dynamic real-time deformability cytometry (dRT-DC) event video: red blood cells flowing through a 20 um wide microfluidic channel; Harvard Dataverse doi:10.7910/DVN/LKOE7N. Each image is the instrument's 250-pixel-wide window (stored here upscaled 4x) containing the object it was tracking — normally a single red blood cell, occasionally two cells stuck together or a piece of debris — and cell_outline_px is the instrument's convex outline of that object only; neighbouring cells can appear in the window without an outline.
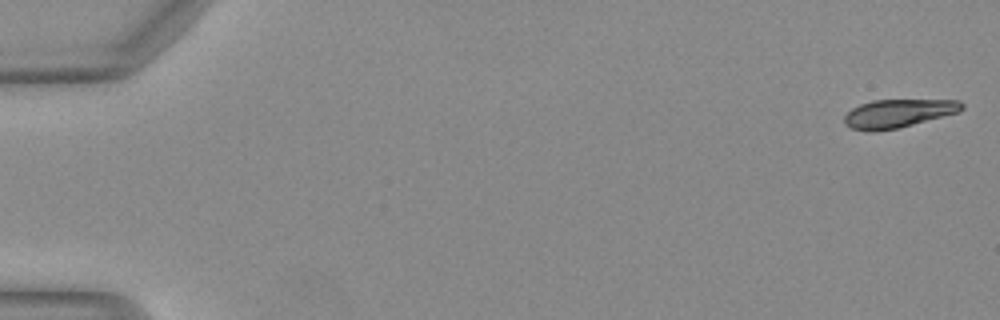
{"species": "Egyptian fruit bat (a non-hibernating species)", "species_latin": "Rousettus aegyptiacus", "temperature_condition": "warm", "stored_images_in_passage": 50, "camera_frame_rate_fps": 3000, "um_per_image_px": 0.085, "animal": {"sex": "female"}, "frame": {"image": 1, "passage_image": 1, "time_ms": 0.0, "image_size_px": [1000, 320], "cell_outline_px": [[964, 108], [960, 112], [896, 128], [876, 132], [868, 132], [848, 128], [844, 124], [844, 116], [852, 108], [860, 104], [872, 100], [960, 100], [964, 104]], "centroid_in_image_um": [76.31, 9.64], "position_along_channel_um": 8.7, "area_um2": 19.54}}
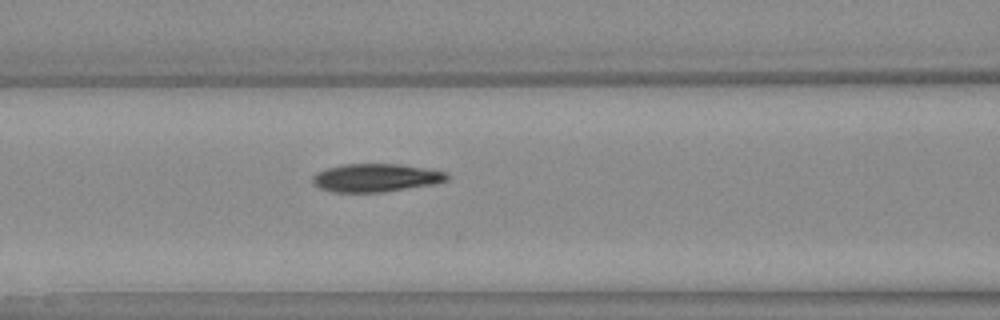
{"frame": {"image": 2, "passage_image": 22, "time_ms": 7.0, "image_size_px": [1000, 320], "cell_outline_px": [[448, 180], [436, 184], [384, 192], [332, 192], [320, 188], [312, 184], [312, 176], [316, 172], [340, 164], [400, 164], [448, 172]], "centroid_in_image_um": [31.94, 15.11], "position_along_channel_um": 134.7, "area_um2": 22.25}}
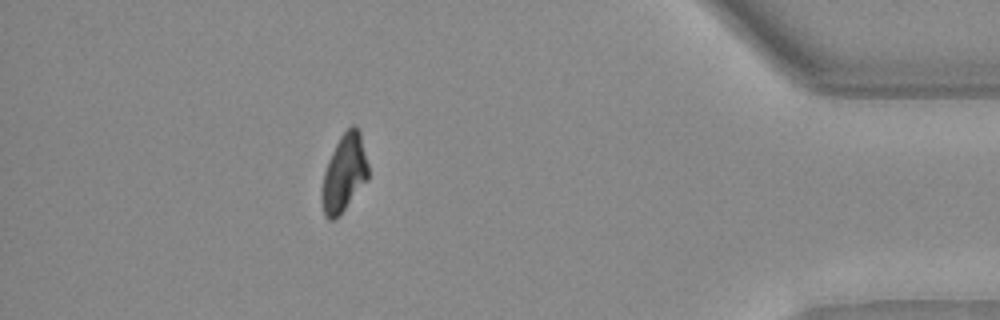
{"frame": {"image": 3, "passage_image": 45, "time_ms": 14.667, "image_size_px": [1000, 320], "cell_outline_px": [[368, 176], [340, 216], [332, 220], [328, 220], [324, 216], [320, 200], [320, 192], [324, 172], [328, 160], [340, 136], [352, 124], [356, 124], [360, 132], [368, 164]], "centroid_in_image_um": [29.21, 14.74], "position_along_channel_um": 406.0, "area_um2": 20.92}, "authors_computed_cell_mechanics": {"area_um2": 21.8773, "velocity_mm_per_s": 4.1102, "shape_relaxation_time_tau1_ms": 4.5454, "shape_relaxation_time_tau2_ms": 2.3322, "deformation_change_tau1": 0.1804, "deformation_change_tau2": 0.0659}}